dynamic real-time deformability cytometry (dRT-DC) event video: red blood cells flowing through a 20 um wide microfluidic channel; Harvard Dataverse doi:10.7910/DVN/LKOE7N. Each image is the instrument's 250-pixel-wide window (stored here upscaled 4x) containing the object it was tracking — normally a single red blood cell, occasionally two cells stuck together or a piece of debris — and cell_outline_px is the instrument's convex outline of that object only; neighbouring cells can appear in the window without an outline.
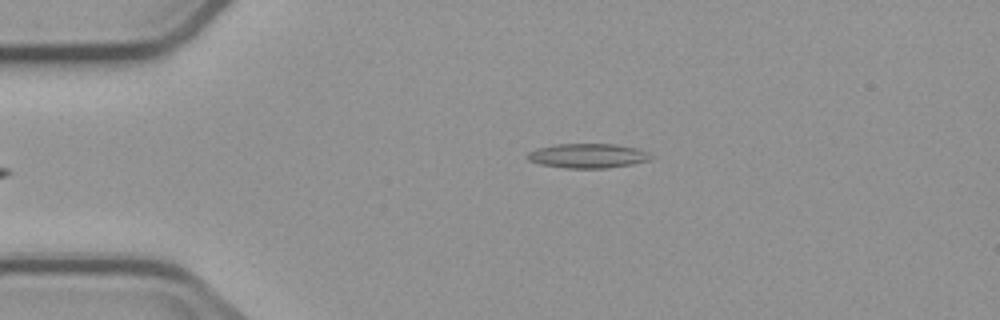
{"species": "common noctule bat (a hibernating species)", "species_latin": "Nyctalus noctula", "temperature_condition": "cold", "stored_images_in_passage": 2, "camera_frame_rate_fps": 3000, "um_per_image_px": 0.085, "animal": {"sex": "male", "body_mass_g": 23.1, "forearm_length_mm": 52.7}, "frame": {"image": 1, "passage_image": 1, "time_ms": 0.0, "image_size_px": [1000, 320], "cell_outline_px": [[652, 160], [632, 164], [608, 168], [564, 168], [540, 164], [528, 160], [524, 156], [528, 152], [536, 148], [552, 144], [616, 144], [636, 148], [648, 152], [652, 156]], "centroid_in_image_um": [49.93, 13.24], "position_along_channel_um": 35.1, "area_um2": 17.86}}